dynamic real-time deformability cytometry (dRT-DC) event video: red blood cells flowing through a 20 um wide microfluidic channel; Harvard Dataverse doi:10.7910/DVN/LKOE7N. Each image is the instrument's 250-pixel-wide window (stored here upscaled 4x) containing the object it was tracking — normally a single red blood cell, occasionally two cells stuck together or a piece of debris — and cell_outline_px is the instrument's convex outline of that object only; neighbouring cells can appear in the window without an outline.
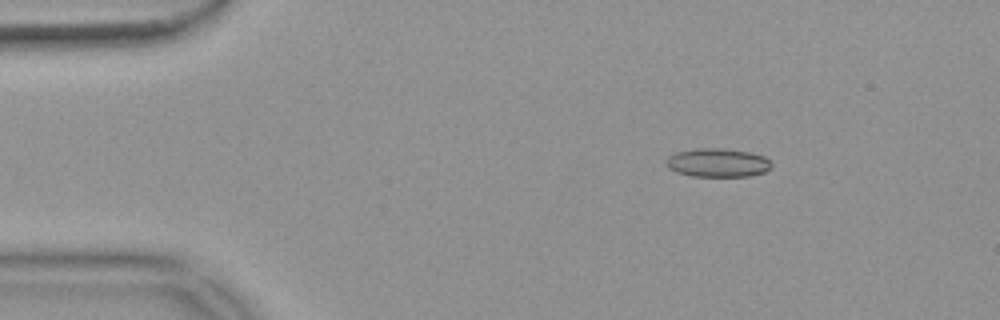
{"species": "common noctule bat (a hibernating species)", "species_latin": "Nyctalus noctula", "temperature_condition": "warm", "stored_images_in_passage": 54, "camera_frame_rate_fps": 3000, "um_per_image_px": 0.085, "animal": {"sex": "female", "body_mass_g": 18.4}, "frame": {"image": 1, "passage_image": 8, "time_ms": 2.333, "image_size_px": [1000, 320], "cell_outline_px": [[772, 168], [764, 172], [748, 176], [692, 176], [676, 172], [668, 168], [664, 164], [664, 160], [668, 156], [676, 152], [696, 148], [720, 148], [748, 152], [764, 156], [772, 164]], "centroid_in_image_um": [60.95, 13.83], "position_along_channel_um": 24.0, "area_um2": 17.69}}
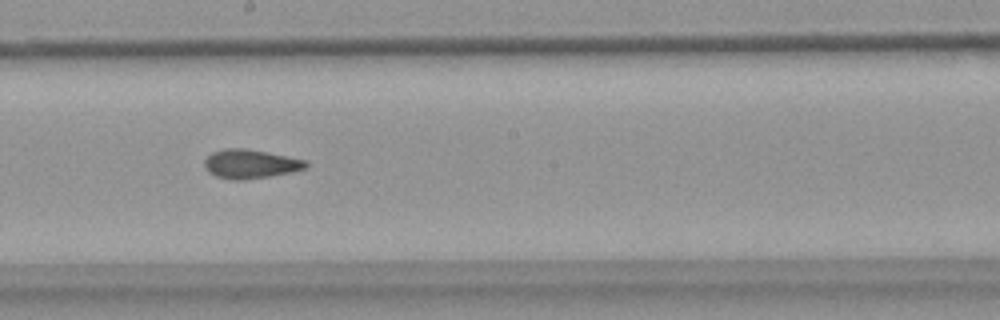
{"frame": {"image": 2, "passage_image": 30, "time_ms": 9.667, "image_size_px": [1000, 320], "cell_outline_px": [[308, 168], [292, 172], [244, 180], [232, 180], [216, 176], [208, 172], [204, 168], [204, 160], [212, 152], [224, 148], [244, 148], [308, 160]], "centroid_in_image_um": [21.28, 13.94], "position_along_channel_um": 226.9, "area_um2": 17.22}}
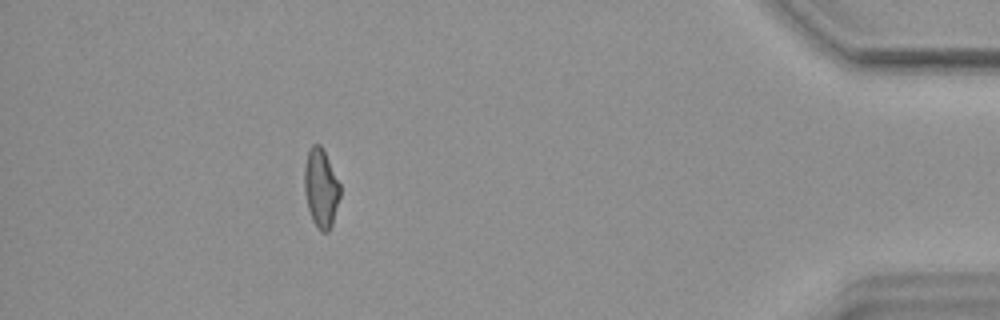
{"frame": {"image": 3, "passage_image": 49, "time_ms": 16.0, "image_size_px": [1000, 320], "cell_outline_px": [[340, 196], [332, 224], [328, 232], [320, 232], [316, 228], [312, 220], [308, 208], [304, 192], [304, 168], [308, 152], [312, 144], [320, 144], [340, 184]], "centroid_in_image_um": [27.27, 16.03], "position_along_channel_um": 407.9, "area_um2": 16.3}, "authors_computed_cell_mechanics": {"area_um2": 16.9932, "velocity_mm_per_s": 3.7154, "shape_relaxation_time_tau1_ms": null, "shape_relaxation_time_tau2_ms": 2.4974, "deformation_change_tau1": null, "deformation_change_tau2": 0.0974}}